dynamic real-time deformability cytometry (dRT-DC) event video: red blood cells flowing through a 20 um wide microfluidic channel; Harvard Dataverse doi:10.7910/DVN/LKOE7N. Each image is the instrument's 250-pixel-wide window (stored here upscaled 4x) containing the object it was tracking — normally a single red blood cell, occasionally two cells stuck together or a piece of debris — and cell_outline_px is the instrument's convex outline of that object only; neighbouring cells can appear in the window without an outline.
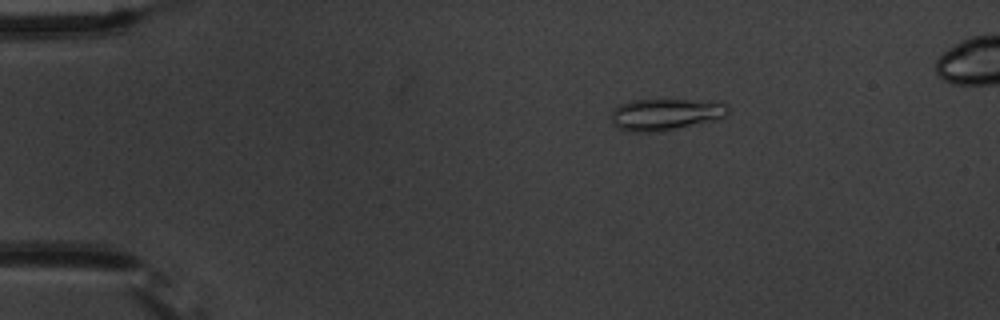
{"species": "common noctule bat (a hibernating species)", "species_latin": "Nyctalus noctula", "temperature_condition": "warm", "stored_images_in_passage": 5, "camera_frame_rate_fps": 3000, "um_per_image_px": 0.085, "animal": {"sex": "male", "body_mass_g": 20.1, "forearm_length_mm": 53.5}, "frame": {"image": 1, "passage_image": 2, "time_ms": 1.0, "image_size_px": [1000, 320], "cell_outline_px": [[728, 112], [724, 116], [716, 120], [660, 132], [628, 132], [616, 128], [612, 124], [612, 112], [620, 104], [632, 100], [688, 100], [728, 104]], "centroid_in_image_um": [56.51, 9.75], "position_along_channel_um": 28.5, "area_um2": 21.5}}